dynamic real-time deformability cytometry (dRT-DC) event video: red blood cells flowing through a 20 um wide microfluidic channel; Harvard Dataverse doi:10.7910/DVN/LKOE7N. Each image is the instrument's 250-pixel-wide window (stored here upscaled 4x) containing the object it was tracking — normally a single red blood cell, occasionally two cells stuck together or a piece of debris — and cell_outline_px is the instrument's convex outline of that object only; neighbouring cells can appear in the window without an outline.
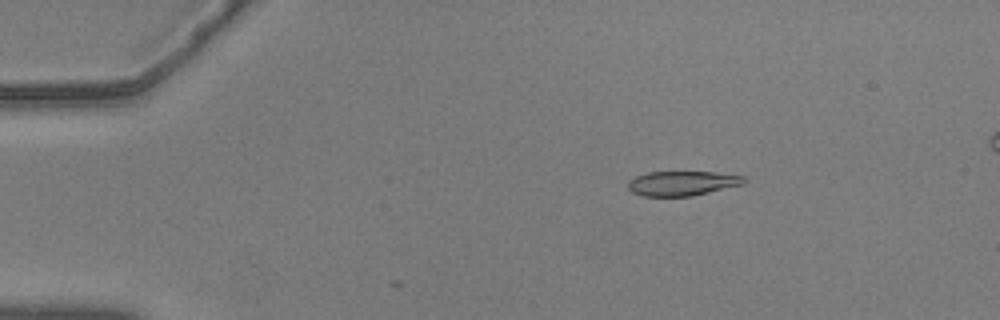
{"species": "common noctule bat (a hibernating species)", "species_latin": "Nyctalus noctula", "temperature_condition": "warm", "stored_images_in_passage": 16, "camera_frame_rate_fps": 3000, "um_per_image_px": 0.085, "animal": {"sex": "male", "body_mass_g": 20.5, "forearm_length_mm": 52.5}, "frame": {"image": 1, "passage_image": 10, "time_ms": 3.0, "image_size_px": [1000, 320], "cell_outline_px": [[748, 180], [744, 184], [692, 196], [644, 196], [632, 192], [628, 188], [628, 180], [636, 176], [648, 172], [716, 172], [744, 176]], "centroid_in_image_um": [58.01, 15.58], "position_along_channel_um": 27.0, "area_um2": 16.7}}